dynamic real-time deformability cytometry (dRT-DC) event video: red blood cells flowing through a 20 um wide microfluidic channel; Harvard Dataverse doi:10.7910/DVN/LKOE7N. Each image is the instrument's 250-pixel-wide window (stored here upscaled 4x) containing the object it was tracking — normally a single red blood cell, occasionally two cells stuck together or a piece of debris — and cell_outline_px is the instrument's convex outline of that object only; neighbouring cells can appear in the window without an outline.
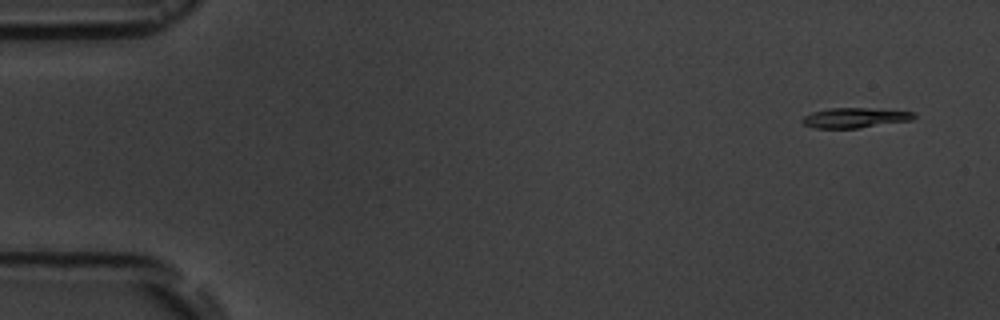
{"species": "common noctule bat (a hibernating species)", "species_latin": "Nyctalus noctula", "temperature_condition": "room temperature", "stored_images_in_passage": 3, "camera_frame_rate_fps": 3000, "um_per_image_px": 0.085, "animal": {"sex": "male", "body_mass_g": 19.5, "forearm_length_mm": 54.6}, "frame": {"image": 1, "passage_image": 1, "time_ms": 0.0, "image_size_px": [1000, 320], "cell_outline_px": [[916, 116], [912, 120], [860, 128], [816, 128], [804, 124], [800, 120], [804, 116], [812, 112], [828, 108], [868, 108], [916, 112]], "centroid_in_image_um": [72.68, 10.01], "position_along_channel_um": 12.3, "area_um2": 13.06}}
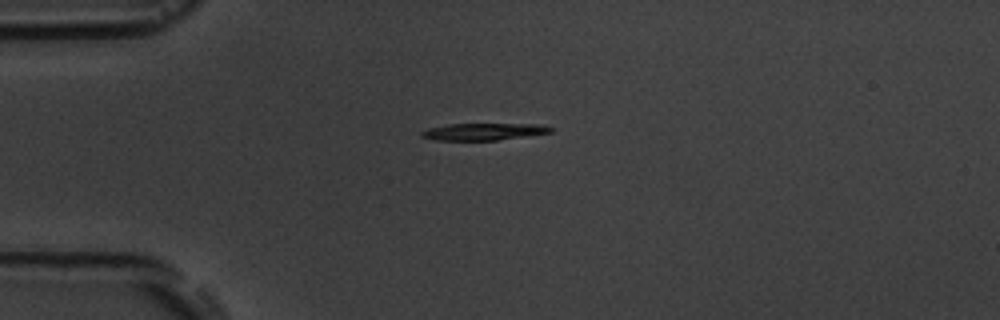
{"frame": {"image": 2, "passage_image": 3, "time_ms": 3.667, "image_size_px": [1000, 320], "cell_outline_px": [[556, 128], [552, 132], [496, 140], [436, 140], [420, 136], [420, 132], [428, 128], [448, 124], [536, 124]], "centroid_in_image_um": [41.09, 11.18], "position_along_channel_um": 43.9, "area_um2": 12.66}}